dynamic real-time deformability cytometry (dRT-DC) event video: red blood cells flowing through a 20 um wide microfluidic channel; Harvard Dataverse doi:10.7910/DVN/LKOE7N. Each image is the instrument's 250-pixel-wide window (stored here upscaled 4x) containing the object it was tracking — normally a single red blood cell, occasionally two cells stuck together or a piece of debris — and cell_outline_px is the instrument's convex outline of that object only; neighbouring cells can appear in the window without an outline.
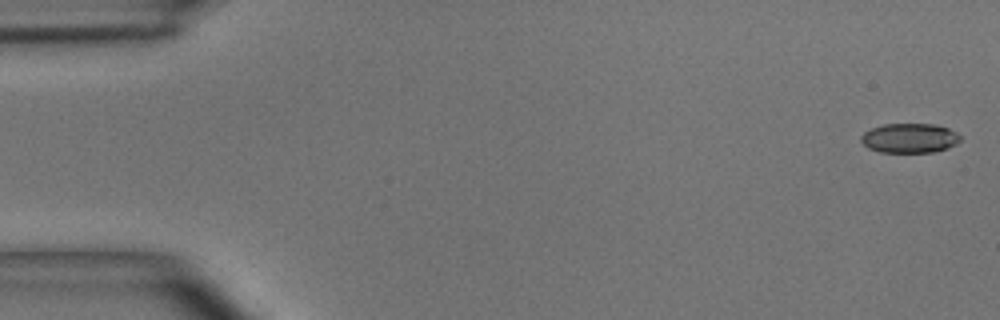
{"species": "common noctule bat (a hibernating species)", "species_latin": "Nyctalus noctula", "temperature_condition": "room temperature", "stored_images_in_passage": 51, "segment_of_instrument_passage": [1, 2], "camera_frame_rate_fps": 3000, "um_per_image_px": 0.085, "animal": {"sex": "male", "body_mass_g": 15.6}, "frame": {"image": 1, "passage_image": 1, "time_ms": 0.0, "image_size_px": [1000, 320], "cell_outline_px": [[960, 140], [956, 144], [948, 148], [932, 152], [880, 152], [868, 148], [860, 140], [860, 136], [864, 132], [872, 128], [884, 124], [932, 124], [948, 128], [956, 132], [960, 136]], "centroid_in_image_um": [77.3, 11.74], "position_along_channel_um": 7.7, "area_um2": 17.05}}
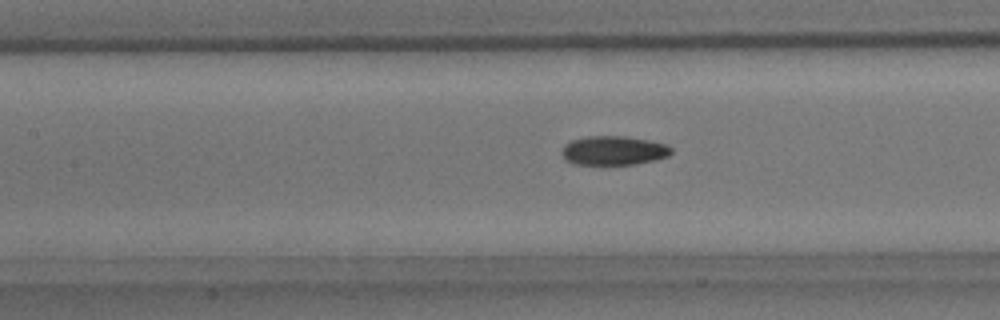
{"frame": {"image": 2, "passage_image": 22, "time_ms": 7.0, "image_size_px": [1000, 320], "cell_outline_px": [[672, 152], [668, 156], [656, 160], [632, 164], [576, 164], [568, 160], [564, 156], [564, 144], [572, 140], [588, 136], [624, 136], [648, 140], [664, 144], [672, 148]], "centroid_in_image_um": [52.2, 12.79], "position_along_channel_um": 155.2, "area_um2": 18.21}}
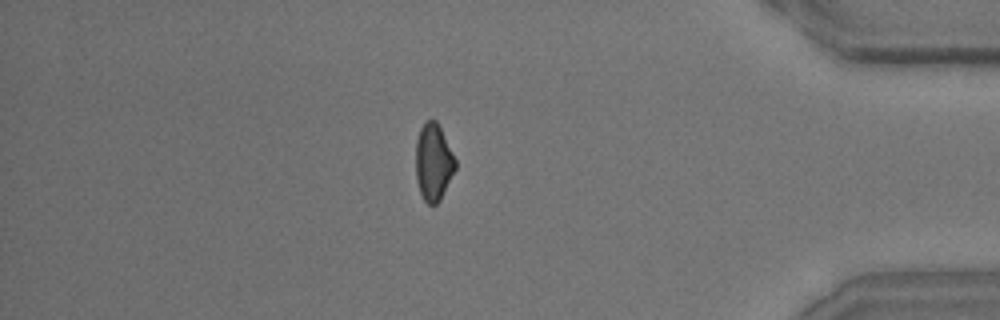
{"frame": {"image": 3, "passage_image": 43, "time_ms": 14.0, "image_size_px": [1000, 320], "cell_outline_px": [[456, 168], [440, 200], [436, 204], [428, 204], [424, 200], [420, 192], [416, 180], [416, 140], [420, 128], [424, 120], [436, 120], [456, 160]], "centroid_in_image_um": [36.83, 13.78], "position_along_channel_um": 398.4, "area_um2": 17.69}}